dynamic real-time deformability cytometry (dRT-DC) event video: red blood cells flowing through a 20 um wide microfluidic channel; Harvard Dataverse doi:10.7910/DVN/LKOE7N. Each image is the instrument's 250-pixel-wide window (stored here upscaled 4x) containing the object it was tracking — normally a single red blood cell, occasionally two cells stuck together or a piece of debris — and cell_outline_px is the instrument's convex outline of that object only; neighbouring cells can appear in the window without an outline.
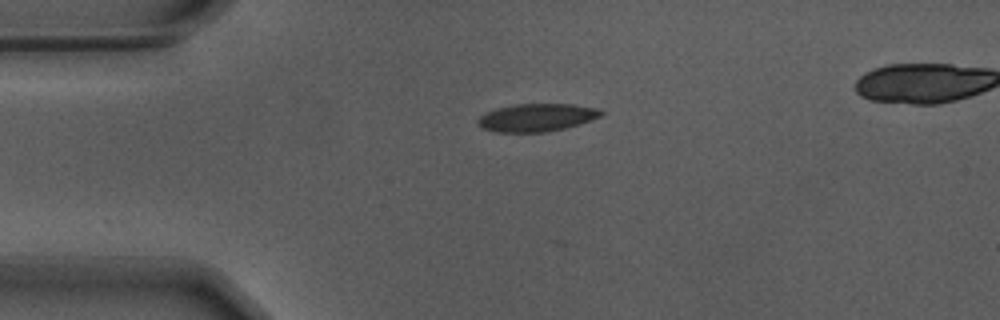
{"species": "Egyptian fruit bat (a non-hibernating species)", "species_latin": "Rousettus aegyptiacus", "temperature_condition": "warm", "stored_images_in_passage": 9, "camera_frame_rate_fps": 3000, "um_per_image_px": 0.085, "animal": {"sex": "male"}, "frame": {"image": 1, "passage_image": 1, "time_ms": 0.0, "image_size_px": [1000, 320], "cell_outline_px": [[604, 112], [600, 116], [580, 124], [548, 132], [492, 132], [480, 128], [476, 124], [476, 120], [480, 116], [496, 108], [516, 104], [572, 104], [596, 108]], "centroid_in_image_um": [45.56, 10.0], "position_along_channel_um": 39.4, "area_um2": 20.06}}
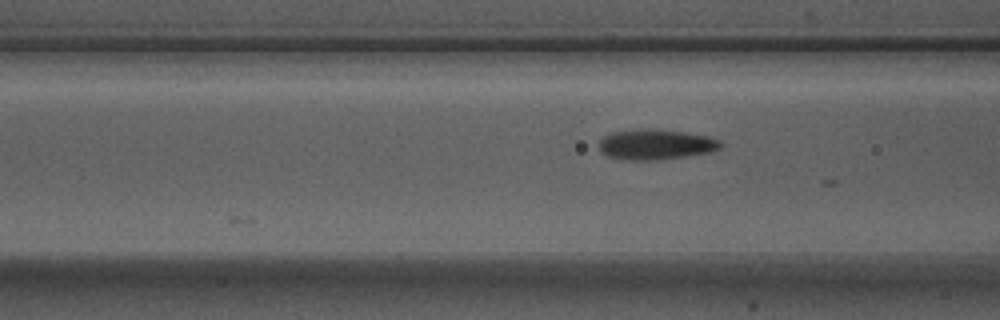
{"frame": {"image": 2, "passage_image": 9, "time_ms": 2.667, "image_size_px": [1000, 320], "cell_outline_px": [[724, 144], [720, 148], [708, 152], [684, 156], [656, 160], [628, 160], [608, 156], [600, 152], [600, 140], [604, 136], [612, 132], [640, 128], [688, 132], [708, 136], [720, 140]], "centroid_in_image_um": [55.74, 12.27], "position_along_channel_um": 110.9, "area_um2": 21.44}}